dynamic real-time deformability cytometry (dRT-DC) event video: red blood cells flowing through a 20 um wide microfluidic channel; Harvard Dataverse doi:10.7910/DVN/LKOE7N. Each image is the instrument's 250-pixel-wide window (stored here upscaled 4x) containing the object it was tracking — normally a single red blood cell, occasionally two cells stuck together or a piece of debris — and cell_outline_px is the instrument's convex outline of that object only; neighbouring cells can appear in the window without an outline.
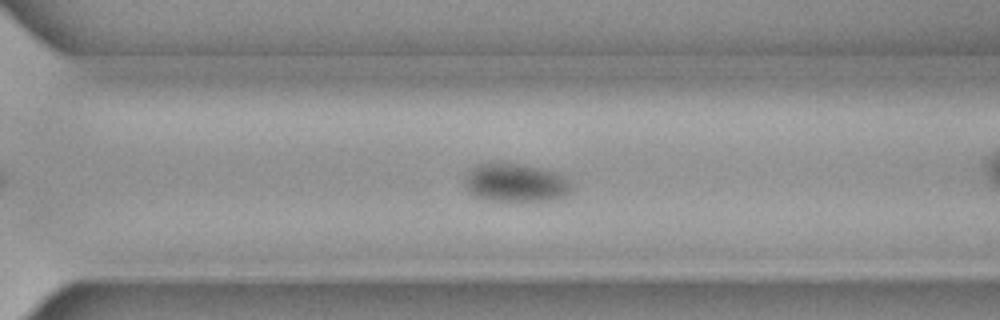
{"species": "common noctule bat (a hibernating species)", "species_latin": "Nyctalus noctula", "temperature_condition": "cold", "stored_images_in_passage": 47, "camera_frame_rate_fps": 3000, "um_per_image_px": 0.085, "animal": {"sex": "female", "body_mass_g": 19.3, "forearm_length_mm": 54.1}, "frame": {"image": 1, "passage_image": 40, "time_ms": 13.0, "image_size_px": [1000, 320], "cell_outline_px": [[572, 188], [564, 196], [556, 200], [488, 200], [476, 196], [468, 192], [464, 184], [464, 176], [476, 164], [500, 160], [560, 172], [572, 184]], "centroid_in_image_um": [43.8, 15.49], "position_along_channel_um": 326.8, "area_um2": 24.39}}